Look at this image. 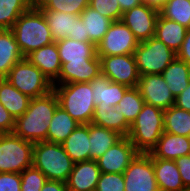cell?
<instances>
[{
  "mask_svg": "<svg viewBox=\"0 0 190 191\" xmlns=\"http://www.w3.org/2000/svg\"><path fill=\"white\" fill-rule=\"evenodd\" d=\"M59 106L56 93H50L30 99L28 109L15 119L13 133L24 140L36 143L47 141L50 121Z\"/></svg>",
  "mask_w": 190,
  "mask_h": 191,
  "instance_id": "obj_1",
  "label": "cell"
},
{
  "mask_svg": "<svg viewBox=\"0 0 190 191\" xmlns=\"http://www.w3.org/2000/svg\"><path fill=\"white\" fill-rule=\"evenodd\" d=\"M11 30L24 57L54 42L44 15L35 4L20 15Z\"/></svg>",
  "mask_w": 190,
  "mask_h": 191,
  "instance_id": "obj_2",
  "label": "cell"
},
{
  "mask_svg": "<svg viewBox=\"0 0 190 191\" xmlns=\"http://www.w3.org/2000/svg\"><path fill=\"white\" fill-rule=\"evenodd\" d=\"M164 132V110L144 104L130 126L128 138L139 153H150Z\"/></svg>",
  "mask_w": 190,
  "mask_h": 191,
  "instance_id": "obj_3",
  "label": "cell"
},
{
  "mask_svg": "<svg viewBox=\"0 0 190 191\" xmlns=\"http://www.w3.org/2000/svg\"><path fill=\"white\" fill-rule=\"evenodd\" d=\"M62 107L79 124H89L95 109L92 85L90 82L53 85Z\"/></svg>",
  "mask_w": 190,
  "mask_h": 191,
  "instance_id": "obj_4",
  "label": "cell"
},
{
  "mask_svg": "<svg viewBox=\"0 0 190 191\" xmlns=\"http://www.w3.org/2000/svg\"><path fill=\"white\" fill-rule=\"evenodd\" d=\"M33 166L39 169L47 180L66 183L74 162L62 144L40 141L33 146Z\"/></svg>",
  "mask_w": 190,
  "mask_h": 191,
  "instance_id": "obj_5",
  "label": "cell"
},
{
  "mask_svg": "<svg viewBox=\"0 0 190 191\" xmlns=\"http://www.w3.org/2000/svg\"><path fill=\"white\" fill-rule=\"evenodd\" d=\"M34 143L14 133L0 134V173H21L33 165Z\"/></svg>",
  "mask_w": 190,
  "mask_h": 191,
  "instance_id": "obj_6",
  "label": "cell"
},
{
  "mask_svg": "<svg viewBox=\"0 0 190 191\" xmlns=\"http://www.w3.org/2000/svg\"><path fill=\"white\" fill-rule=\"evenodd\" d=\"M5 78L31 99L53 90V83L26 57L17 62Z\"/></svg>",
  "mask_w": 190,
  "mask_h": 191,
  "instance_id": "obj_7",
  "label": "cell"
},
{
  "mask_svg": "<svg viewBox=\"0 0 190 191\" xmlns=\"http://www.w3.org/2000/svg\"><path fill=\"white\" fill-rule=\"evenodd\" d=\"M138 72L141 75L161 74L175 59L176 53L156 37L139 42L134 51Z\"/></svg>",
  "mask_w": 190,
  "mask_h": 191,
  "instance_id": "obj_8",
  "label": "cell"
},
{
  "mask_svg": "<svg viewBox=\"0 0 190 191\" xmlns=\"http://www.w3.org/2000/svg\"><path fill=\"white\" fill-rule=\"evenodd\" d=\"M139 41L121 20L113 21L104 38L96 45L97 56L134 54Z\"/></svg>",
  "mask_w": 190,
  "mask_h": 191,
  "instance_id": "obj_9",
  "label": "cell"
},
{
  "mask_svg": "<svg viewBox=\"0 0 190 191\" xmlns=\"http://www.w3.org/2000/svg\"><path fill=\"white\" fill-rule=\"evenodd\" d=\"M125 191H159L151 155L139 153L123 172Z\"/></svg>",
  "mask_w": 190,
  "mask_h": 191,
  "instance_id": "obj_10",
  "label": "cell"
},
{
  "mask_svg": "<svg viewBox=\"0 0 190 191\" xmlns=\"http://www.w3.org/2000/svg\"><path fill=\"white\" fill-rule=\"evenodd\" d=\"M98 57L101 61V74L108 77L111 82L137 87L140 74L134 54Z\"/></svg>",
  "mask_w": 190,
  "mask_h": 191,
  "instance_id": "obj_11",
  "label": "cell"
},
{
  "mask_svg": "<svg viewBox=\"0 0 190 191\" xmlns=\"http://www.w3.org/2000/svg\"><path fill=\"white\" fill-rule=\"evenodd\" d=\"M160 13L142 2L122 13L121 21L127 25L139 42L155 37L156 24Z\"/></svg>",
  "mask_w": 190,
  "mask_h": 191,
  "instance_id": "obj_12",
  "label": "cell"
},
{
  "mask_svg": "<svg viewBox=\"0 0 190 191\" xmlns=\"http://www.w3.org/2000/svg\"><path fill=\"white\" fill-rule=\"evenodd\" d=\"M138 154L137 149L125 136L96 161L101 173H123Z\"/></svg>",
  "mask_w": 190,
  "mask_h": 191,
  "instance_id": "obj_13",
  "label": "cell"
},
{
  "mask_svg": "<svg viewBox=\"0 0 190 191\" xmlns=\"http://www.w3.org/2000/svg\"><path fill=\"white\" fill-rule=\"evenodd\" d=\"M137 88L146 104L166 110L175 103V98L161 74L141 75Z\"/></svg>",
  "mask_w": 190,
  "mask_h": 191,
  "instance_id": "obj_14",
  "label": "cell"
},
{
  "mask_svg": "<svg viewBox=\"0 0 190 191\" xmlns=\"http://www.w3.org/2000/svg\"><path fill=\"white\" fill-rule=\"evenodd\" d=\"M100 174L96 160L74 163L66 187L71 191H95Z\"/></svg>",
  "mask_w": 190,
  "mask_h": 191,
  "instance_id": "obj_15",
  "label": "cell"
},
{
  "mask_svg": "<svg viewBox=\"0 0 190 191\" xmlns=\"http://www.w3.org/2000/svg\"><path fill=\"white\" fill-rule=\"evenodd\" d=\"M101 74V61L62 63L60 75L53 85L92 82Z\"/></svg>",
  "mask_w": 190,
  "mask_h": 191,
  "instance_id": "obj_16",
  "label": "cell"
},
{
  "mask_svg": "<svg viewBox=\"0 0 190 191\" xmlns=\"http://www.w3.org/2000/svg\"><path fill=\"white\" fill-rule=\"evenodd\" d=\"M56 44L61 64L66 62L100 61L97 56L96 45L92 42H80L65 38L57 41Z\"/></svg>",
  "mask_w": 190,
  "mask_h": 191,
  "instance_id": "obj_17",
  "label": "cell"
},
{
  "mask_svg": "<svg viewBox=\"0 0 190 191\" xmlns=\"http://www.w3.org/2000/svg\"><path fill=\"white\" fill-rule=\"evenodd\" d=\"M26 58L54 83L61 70V61L56 42L32 51Z\"/></svg>",
  "mask_w": 190,
  "mask_h": 191,
  "instance_id": "obj_18",
  "label": "cell"
},
{
  "mask_svg": "<svg viewBox=\"0 0 190 191\" xmlns=\"http://www.w3.org/2000/svg\"><path fill=\"white\" fill-rule=\"evenodd\" d=\"M152 158L176 160L190 154V137L163 132L156 147L149 153Z\"/></svg>",
  "mask_w": 190,
  "mask_h": 191,
  "instance_id": "obj_19",
  "label": "cell"
},
{
  "mask_svg": "<svg viewBox=\"0 0 190 191\" xmlns=\"http://www.w3.org/2000/svg\"><path fill=\"white\" fill-rule=\"evenodd\" d=\"M92 93L95 106L118 105L125 91L129 88L126 85L111 82L110 79L102 74L96 77L92 82Z\"/></svg>",
  "mask_w": 190,
  "mask_h": 191,
  "instance_id": "obj_20",
  "label": "cell"
},
{
  "mask_svg": "<svg viewBox=\"0 0 190 191\" xmlns=\"http://www.w3.org/2000/svg\"><path fill=\"white\" fill-rule=\"evenodd\" d=\"M153 167L159 191H187L175 160L153 158Z\"/></svg>",
  "mask_w": 190,
  "mask_h": 191,
  "instance_id": "obj_21",
  "label": "cell"
},
{
  "mask_svg": "<svg viewBox=\"0 0 190 191\" xmlns=\"http://www.w3.org/2000/svg\"><path fill=\"white\" fill-rule=\"evenodd\" d=\"M61 144L74 163L90 160L89 124H80Z\"/></svg>",
  "mask_w": 190,
  "mask_h": 191,
  "instance_id": "obj_22",
  "label": "cell"
},
{
  "mask_svg": "<svg viewBox=\"0 0 190 191\" xmlns=\"http://www.w3.org/2000/svg\"><path fill=\"white\" fill-rule=\"evenodd\" d=\"M11 29H0V78H5L11 68L24 59Z\"/></svg>",
  "mask_w": 190,
  "mask_h": 191,
  "instance_id": "obj_23",
  "label": "cell"
},
{
  "mask_svg": "<svg viewBox=\"0 0 190 191\" xmlns=\"http://www.w3.org/2000/svg\"><path fill=\"white\" fill-rule=\"evenodd\" d=\"M92 124L113 130L122 137L128 136L130 125L126 122L123 113L119 112V106H95Z\"/></svg>",
  "mask_w": 190,
  "mask_h": 191,
  "instance_id": "obj_24",
  "label": "cell"
},
{
  "mask_svg": "<svg viewBox=\"0 0 190 191\" xmlns=\"http://www.w3.org/2000/svg\"><path fill=\"white\" fill-rule=\"evenodd\" d=\"M187 29L185 26L159 15L155 37L177 54L185 39Z\"/></svg>",
  "mask_w": 190,
  "mask_h": 191,
  "instance_id": "obj_25",
  "label": "cell"
},
{
  "mask_svg": "<svg viewBox=\"0 0 190 191\" xmlns=\"http://www.w3.org/2000/svg\"><path fill=\"white\" fill-rule=\"evenodd\" d=\"M161 75L176 98L190 83V65L175 57Z\"/></svg>",
  "mask_w": 190,
  "mask_h": 191,
  "instance_id": "obj_26",
  "label": "cell"
},
{
  "mask_svg": "<svg viewBox=\"0 0 190 191\" xmlns=\"http://www.w3.org/2000/svg\"><path fill=\"white\" fill-rule=\"evenodd\" d=\"M30 99L15 88L6 78H0V102L15 119L25 113Z\"/></svg>",
  "mask_w": 190,
  "mask_h": 191,
  "instance_id": "obj_27",
  "label": "cell"
},
{
  "mask_svg": "<svg viewBox=\"0 0 190 191\" xmlns=\"http://www.w3.org/2000/svg\"><path fill=\"white\" fill-rule=\"evenodd\" d=\"M122 136L110 129L89 123L90 160H97Z\"/></svg>",
  "mask_w": 190,
  "mask_h": 191,
  "instance_id": "obj_28",
  "label": "cell"
},
{
  "mask_svg": "<svg viewBox=\"0 0 190 191\" xmlns=\"http://www.w3.org/2000/svg\"><path fill=\"white\" fill-rule=\"evenodd\" d=\"M39 9L49 25L54 42L68 38L69 35H73L74 21L79 15L54 10H45L44 8Z\"/></svg>",
  "mask_w": 190,
  "mask_h": 191,
  "instance_id": "obj_29",
  "label": "cell"
},
{
  "mask_svg": "<svg viewBox=\"0 0 190 191\" xmlns=\"http://www.w3.org/2000/svg\"><path fill=\"white\" fill-rule=\"evenodd\" d=\"M79 125L62 107L58 106L50 121L47 141L61 144Z\"/></svg>",
  "mask_w": 190,
  "mask_h": 191,
  "instance_id": "obj_30",
  "label": "cell"
},
{
  "mask_svg": "<svg viewBox=\"0 0 190 191\" xmlns=\"http://www.w3.org/2000/svg\"><path fill=\"white\" fill-rule=\"evenodd\" d=\"M80 17L85 24L88 42L97 45L104 38L112 21L89 6L83 10Z\"/></svg>",
  "mask_w": 190,
  "mask_h": 191,
  "instance_id": "obj_31",
  "label": "cell"
},
{
  "mask_svg": "<svg viewBox=\"0 0 190 191\" xmlns=\"http://www.w3.org/2000/svg\"><path fill=\"white\" fill-rule=\"evenodd\" d=\"M164 132L190 137V112L175 105L164 110Z\"/></svg>",
  "mask_w": 190,
  "mask_h": 191,
  "instance_id": "obj_32",
  "label": "cell"
},
{
  "mask_svg": "<svg viewBox=\"0 0 190 191\" xmlns=\"http://www.w3.org/2000/svg\"><path fill=\"white\" fill-rule=\"evenodd\" d=\"M33 4L31 0H0V29H12L20 15Z\"/></svg>",
  "mask_w": 190,
  "mask_h": 191,
  "instance_id": "obj_33",
  "label": "cell"
},
{
  "mask_svg": "<svg viewBox=\"0 0 190 191\" xmlns=\"http://www.w3.org/2000/svg\"><path fill=\"white\" fill-rule=\"evenodd\" d=\"M144 104V99L138 88L129 87L118 103L119 112L124 114L126 122L131 126Z\"/></svg>",
  "mask_w": 190,
  "mask_h": 191,
  "instance_id": "obj_34",
  "label": "cell"
},
{
  "mask_svg": "<svg viewBox=\"0 0 190 191\" xmlns=\"http://www.w3.org/2000/svg\"><path fill=\"white\" fill-rule=\"evenodd\" d=\"M159 13L168 20L190 28V0H167Z\"/></svg>",
  "mask_w": 190,
  "mask_h": 191,
  "instance_id": "obj_35",
  "label": "cell"
},
{
  "mask_svg": "<svg viewBox=\"0 0 190 191\" xmlns=\"http://www.w3.org/2000/svg\"><path fill=\"white\" fill-rule=\"evenodd\" d=\"M35 5L45 10H54L79 15L89 6V0H38Z\"/></svg>",
  "mask_w": 190,
  "mask_h": 191,
  "instance_id": "obj_36",
  "label": "cell"
},
{
  "mask_svg": "<svg viewBox=\"0 0 190 191\" xmlns=\"http://www.w3.org/2000/svg\"><path fill=\"white\" fill-rule=\"evenodd\" d=\"M21 175V191H40L47 181L46 176L33 165L23 172Z\"/></svg>",
  "mask_w": 190,
  "mask_h": 191,
  "instance_id": "obj_37",
  "label": "cell"
},
{
  "mask_svg": "<svg viewBox=\"0 0 190 191\" xmlns=\"http://www.w3.org/2000/svg\"><path fill=\"white\" fill-rule=\"evenodd\" d=\"M89 7L113 21H120L122 11L117 0H89Z\"/></svg>",
  "mask_w": 190,
  "mask_h": 191,
  "instance_id": "obj_38",
  "label": "cell"
},
{
  "mask_svg": "<svg viewBox=\"0 0 190 191\" xmlns=\"http://www.w3.org/2000/svg\"><path fill=\"white\" fill-rule=\"evenodd\" d=\"M123 173H101L95 191H125Z\"/></svg>",
  "mask_w": 190,
  "mask_h": 191,
  "instance_id": "obj_39",
  "label": "cell"
},
{
  "mask_svg": "<svg viewBox=\"0 0 190 191\" xmlns=\"http://www.w3.org/2000/svg\"><path fill=\"white\" fill-rule=\"evenodd\" d=\"M0 191H21L20 173H0Z\"/></svg>",
  "mask_w": 190,
  "mask_h": 191,
  "instance_id": "obj_40",
  "label": "cell"
},
{
  "mask_svg": "<svg viewBox=\"0 0 190 191\" xmlns=\"http://www.w3.org/2000/svg\"><path fill=\"white\" fill-rule=\"evenodd\" d=\"M175 162L185 188L190 190V155L179 157Z\"/></svg>",
  "mask_w": 190,
  "mask_h": 191,
  "instance_id": "obj_41",
  "label": "cell"
},
{
  "mask_svg": "<svg viewBox=\"0 0 190 191\" xmlns=\"http://www.w3.org/2000/svg\"><path fill=\"white\" fill-rule=\"evenodd\" d=\"M15 118L6 110L0 102V134L13 133Z\"/></svg>",
  "mask_w": 190,
  "mask_h": 191,
  "instance_id": "obj_42",
  "label": "cell"
},
{
  "mask_svg": "<svg viewBox=\"0 0 190 191\" xmlns=\"http://www.w3.org/2000/svg\"><path fill=\"white\" fill-rule=\"evenodd\" d=\"M68 38L80 42L88 41V34L85 30V24L80 16L74 21L73 35H69Z\"/></svg>",
  "mask_w": 190,
  "mask_h": 191,
  "instance_id": "obj_43",
  "label": "cell"
},
{
  "mask_svg": "<svg viewBox=\"0 0 190 191\" xmlns=\"http://www.w3.org/2000/svg\"><path fill=\"white\" fill-rule=\"evenodd\" d=\"M176 57L190 65V28L187 29L185 39Z\"/></svg>",
  "mask_w": 190,
  "mask_h": 191,
  "instance_id": "obj_44",
  "label": "cell"
},
{
  "mask_svg": "<svg viewBox=\"0 0 190 191\" xmlns=\"http://www.w3.org/2000/svg\"><path fill=\"white\" fill-rule=\"evenodd\" d=\"M175 106L190 112V83L187 88L175 98Z\"/></svg>",
  "mask_w": 190,
  "mask_h": 191,
  "instance_id": "obj_45",
  "label": "cell"
},
{
  "mask_svg": "<svg viewBox=\"0 0 190 191\" xmlns=\"http://www.w3.org/2000/svg\"><path fill=\"white\" fill-rule=\"evenodd\" d=\"M40 191H67L66 183L47 180Z\"/></svg>",
  "mask_w": 190,
  "mask_h": 191,
  "instance_id": "obj_46",
  "label": "cell"
},
{
  "mask_svg": "<svg viewBox=\"0 0 190 191\" xmlns=\"http://www.w3.org/2000/svg\"><path fill=\"white\" fill-rule=\"evenodd\" d=\"M117 1L120 4L122 12L132 9L133 7L138 6L143 2L142 0H117Z\"/></svg>",
  "mask_w": 190,
  "mask_h": 191,
  "instance_id": "obj_47",
  "label": "cell"
},
{
  "mask_svg": "<svg viewBox=\"0 0 190 191\" xmlns=\"http://www.w3.org/2000/svg\"><path fill=\"white\" fill-rule=\"evenodd\" d=\"M142 1L148 4L150 7H153L159 11L167 0H142Z\"/></svg>",
  "mask_w": 190,
  "mask_h": 191,
  "instance_id": "obj_48",
  "label": "cell"
},
{
  "mask_svg": "<svg viewBox=\"0 0 190 191\" xmlns=\"http://www.w3.org/2000/svg\"><path fill=\"white\" fill-rule=\"evenodd\" d=\"M34 4L38 1V0H31Z\"/></svg>",
  "mask_w": 190,
  "mask_h": 191,
  "instance_id": "obj_49",
  "label": "cell"
}]
</instances>
